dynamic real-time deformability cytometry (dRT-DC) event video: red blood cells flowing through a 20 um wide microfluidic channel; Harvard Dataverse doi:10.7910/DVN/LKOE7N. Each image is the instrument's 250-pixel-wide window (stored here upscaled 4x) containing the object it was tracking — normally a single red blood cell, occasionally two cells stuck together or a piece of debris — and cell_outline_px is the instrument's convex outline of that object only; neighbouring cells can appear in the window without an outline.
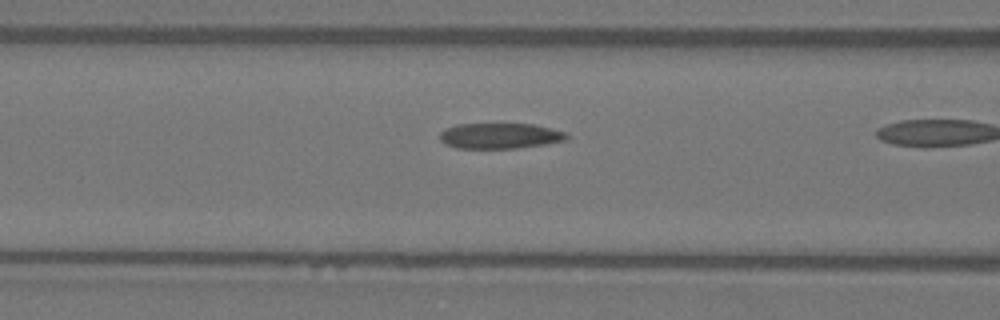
{"species": "Egyptian fruit bat (a non-hibernating species)", "species_latin": "Rousettus aegyptiacus", "temperature_condition": "warm", "stored_images_in_passage": 11, "camera_frame_rate_fps": 3000, "um_per_image_px": 0.085, "animal": {"sex": "female"}, "frame": {"image": 1, "passage_image": 10, "time_ms": 3.0, "image_size_px": [1000, 320], "cell_outline_px": [[568, 140], [544, 144], [516, 148], [456, 148], [444, 144], [440, 140], [440, 132], [456, 124], [532, 124], [564, 132], [568, 136]], "centroid_in_image_um": [42.46, 11.55], "position_along_channel_um": 124.1, "area_um2": 18.73}}